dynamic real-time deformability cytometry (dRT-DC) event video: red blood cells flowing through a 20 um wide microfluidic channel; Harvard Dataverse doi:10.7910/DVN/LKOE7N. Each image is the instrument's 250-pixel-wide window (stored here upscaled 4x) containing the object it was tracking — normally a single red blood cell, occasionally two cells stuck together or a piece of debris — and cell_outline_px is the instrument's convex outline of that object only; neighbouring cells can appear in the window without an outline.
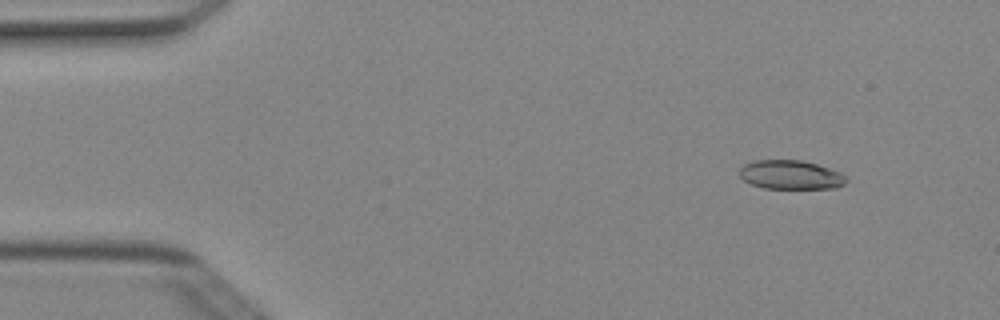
{"species": "Egyptian fruit bat (a non-hibernating species)", "species_latin": "Rousettus aegyptiacus", "temperature_condition": "cold", "stored_images_in_passage": 5, "camera_frame_rate_fps": 3000, "um_per_image_px": 0.085, "animal": {"sex": "female"}, "frame": {"image": 1, "passage_image": 2, "time_ms": 0.333, "image_size_px": [1000, 320], "cell_outline_px": [[848, 180], [844, 184], [836, 188], [764, 188], [752, 184], [744, 180], [740, 176], [740, 168], [744, 164], [752, 160], [800, 160], [816, 164], [840, 172], [848, 176]], "centroid_in_image_um": [67.22, 14.85], "position_along_channel_um": 17.8, "area_um2": 18.03}}
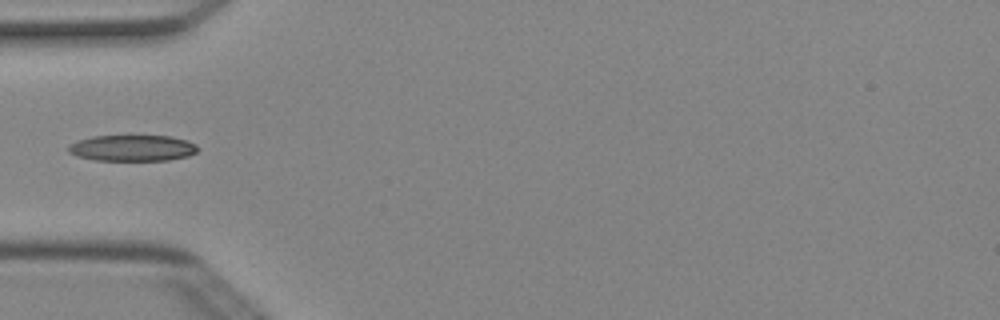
{"frame": {"image": 2, "passage_image": 5, "time_ms": 1.333, "image_size_px": [1000, 320], "cell_outline_px": [[196, 152], [188, 156], [168, 160], [96, 160], [76, 156], [68, 152], [68, 144], [92, 136], [172, 136], [188, 140], [196, 144]], "centroid_in_image_um": [11.25, 12.58], "position_along_channel_um": 73.8, "area_um2": 19.65}}